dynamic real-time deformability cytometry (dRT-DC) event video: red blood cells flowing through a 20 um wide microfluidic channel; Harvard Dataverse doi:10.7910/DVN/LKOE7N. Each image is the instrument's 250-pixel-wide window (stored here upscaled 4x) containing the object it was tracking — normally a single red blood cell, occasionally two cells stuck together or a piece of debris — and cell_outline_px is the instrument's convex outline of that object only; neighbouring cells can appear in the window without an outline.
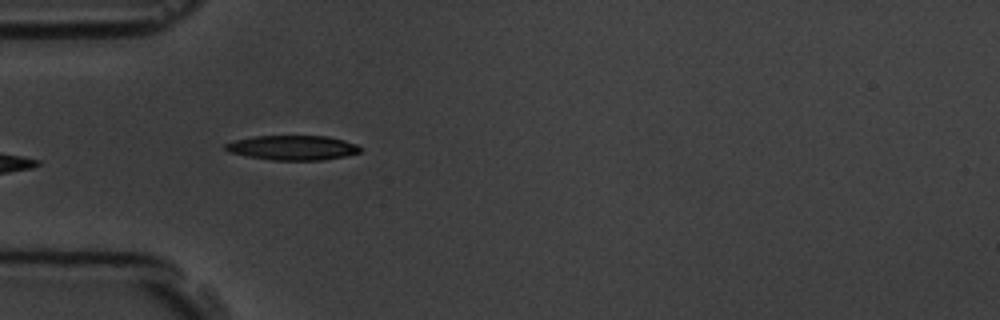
{"species": "common noctule bat (a hibernating species)", "species_latin": "Nyctalus noctula", "temperature_condition": "room temperature", "stored_images_in_passage": 10, "camera_frame_rate_fps": 3000, "um_per_image_px": 0.085, "animal": {"sex": "male", "body_mass_g": 19.5, "forearm_length_mm": 54.6}, "frame": {"image": 1, "passage_image": 5, "time_ms": 4.667, "image_size_px": [1000, 320], "cell_outline_px": [[360, 152], [344, 156], [324, 160], [272, 160], [248, 156], [228, 152], [224, 148], [224, 144], [236, 140], [252, 136], [328, 136], [344, 140], [356, 144], [360, 148]], "centroid_in_image_um": [24.85, 12.55], "position_along_channel_um": 60.1, "area_um2": 19.31}}
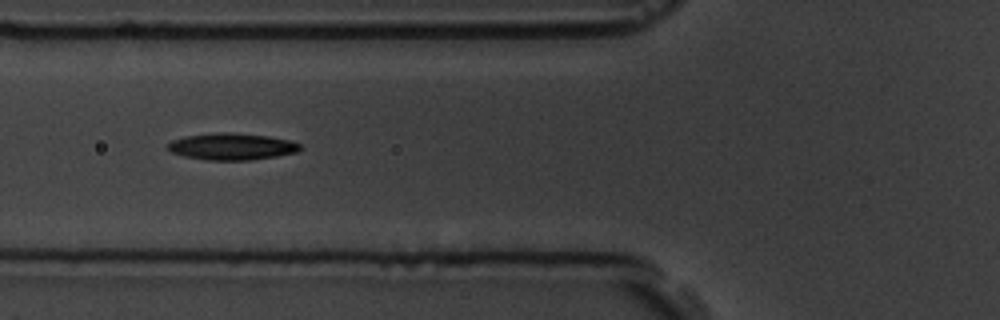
{"frame": {"image": 2, "passage_image": 6, "time_ms": 6.0, "image_size_px": [1000, 320], "cell_outline_px": [[304, 148], [296, 152], [276, 156], [252, 160], [204, 160], [184, 156], [172, 152], [164, 148], [172, 140], [184, 136], [220, 132], [232, 132], [268, 136], [288, 140], [300, 144]], "centroid_in_image_um": [19.68, 12.45], "position_along_channel_um": 106.1, "area_um2": 20.75}}
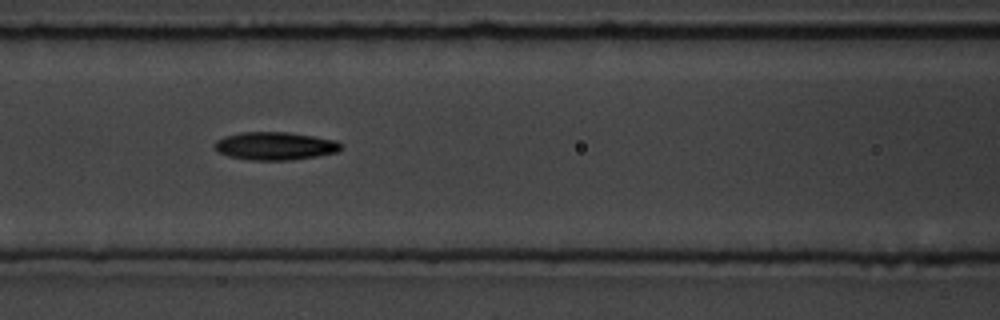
{"frame": {"image": 3, "passage_image": 7, "time_ms": 7.0, "image_size_px": [1000, 320], "cell_outline_px": [[344, 148], [336, 152], [316, 156], [292, 160], [252, 160], [228, 156], [220, 152], [216, 148], [216, 140], [224, 136], [240, 132], [288, 132], [336, 140]], "centroid_in_image_um": [23.4, 12.4], "position_along_channel_um": 143.2, "area_um2": 20.46}}